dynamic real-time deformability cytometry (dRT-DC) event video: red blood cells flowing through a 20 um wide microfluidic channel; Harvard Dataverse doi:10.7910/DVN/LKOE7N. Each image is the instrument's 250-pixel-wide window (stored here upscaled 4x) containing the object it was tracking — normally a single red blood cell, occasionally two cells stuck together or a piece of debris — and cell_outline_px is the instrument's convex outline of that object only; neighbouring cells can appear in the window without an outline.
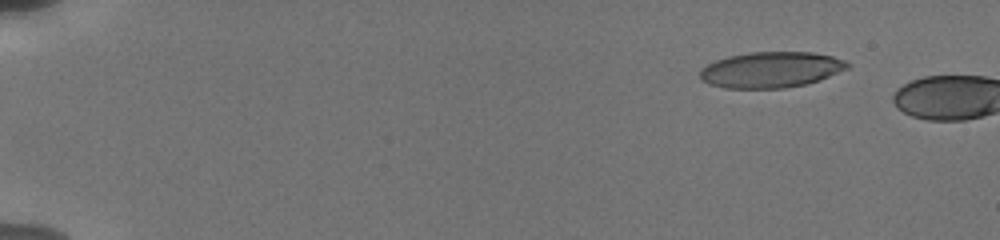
{"species": "human", "species_latin": "Homo sapiens", "temperature_condition": "cold", "stored_images_in_passage": 5, "camera_frame_rate_fps": 3000, "um_per_image_px": 0.085, "donor": {"sex": "male"}, "frame": {"image": 1, "passage_image": 3, "time_ms": 1.667, "image_size_px": [1000, 240], "cell_outline_px": [[852, 64], [848, 68], [820, 80], [804, 84], [784, 88], [724, 88], [708, 84], [700, 80], [700, 68], [716, 60], [728, 56], [748, 52], [812, 52], [832, 56], [844, 60]], "centroid_in_image_um": [65.52, 5.92], "position_along_channel_um": 19.5, "area_um2": 30.92}}